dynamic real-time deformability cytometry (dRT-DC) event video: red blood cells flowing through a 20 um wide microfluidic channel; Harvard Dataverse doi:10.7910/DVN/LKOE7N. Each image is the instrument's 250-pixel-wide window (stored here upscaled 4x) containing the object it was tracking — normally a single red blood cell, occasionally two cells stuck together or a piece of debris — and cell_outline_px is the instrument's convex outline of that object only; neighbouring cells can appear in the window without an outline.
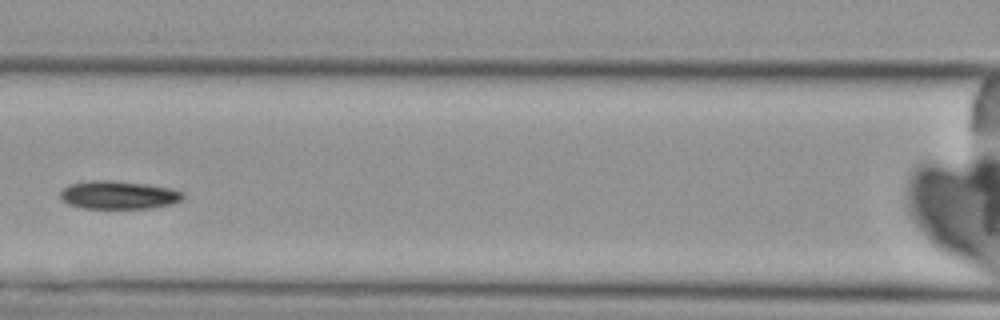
{"species": "Egyptian fruit bat (a non-hibernating species)", "species_latin": "Rousettus aegyptiacus", "temperature_condition": "cold", "stored_images_in_passage": 6, "camera_frame_rate_fps": 3000, "um_per_image_px": 0.085, "animal": {"sex": "female"}, "frame": {"image": 1, "passage_image": 3, "time_ms": 2.333, "image_size_px": [1000, 320], "cell_outline_px": [[184, 200], [172, 204], [152, 208], [80, 208], [68, 204], [60, 196], [60, 192], [68, 184], [92, 180], [108, 180], [148, 184], [168, 188], [184, 192]], "centroid_in_image_um": [10.09, 16.57], "position_along_channel_um": 156.5, "area_um2": 20.23}}
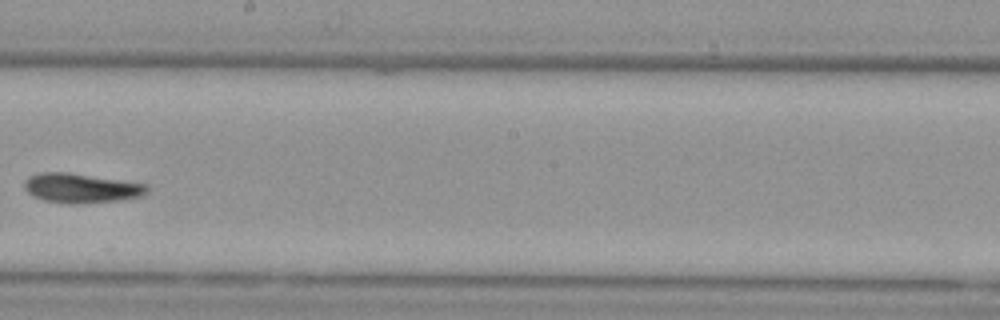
{"frame": {"image": 2, "passage_image": 5, "time_ms": 4.667, "image_size_px": [1000, 320], "cell_outline_px": [[148, 192], [140, 196], [120, 200], [76, 204], [68, 204], [44, 200], [32, 196], [24, 188], [24, 180], [28, 176], [40, 172], [68, 172], [148, 184]], "centroid_in_image_um": [6.87, 15.98], "position_along_channel_um": 241.3, "area_um2": 21.21}}
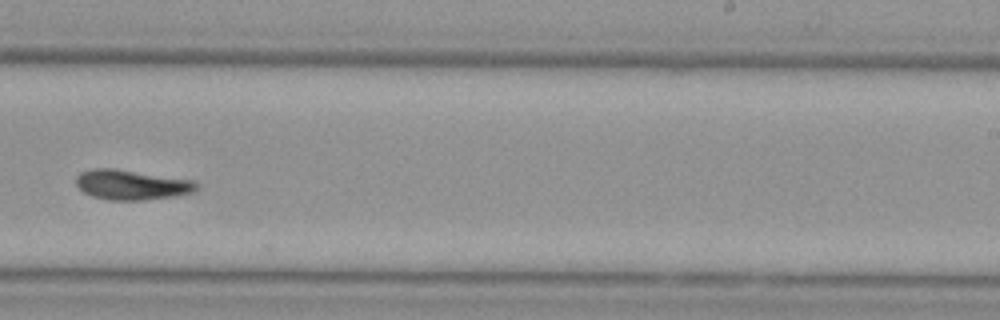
{"frame": {"image": 3, "passage_image": 6, "time_ms": 5.667, "image_size_px": [1000, 320], "cell_outline_px": [[200, 184], [192, 192], [176, 196], [140, 200], [108, 200], [92, 196], [84, 192], [76, 184], [76, 176], [80, 172], [92, 168], [116, 168], [192, 180]], "centroid_in_image_um": [11.16, 15.69], "position_along_channel_um": 277.8, "area_um2": 21.04}}